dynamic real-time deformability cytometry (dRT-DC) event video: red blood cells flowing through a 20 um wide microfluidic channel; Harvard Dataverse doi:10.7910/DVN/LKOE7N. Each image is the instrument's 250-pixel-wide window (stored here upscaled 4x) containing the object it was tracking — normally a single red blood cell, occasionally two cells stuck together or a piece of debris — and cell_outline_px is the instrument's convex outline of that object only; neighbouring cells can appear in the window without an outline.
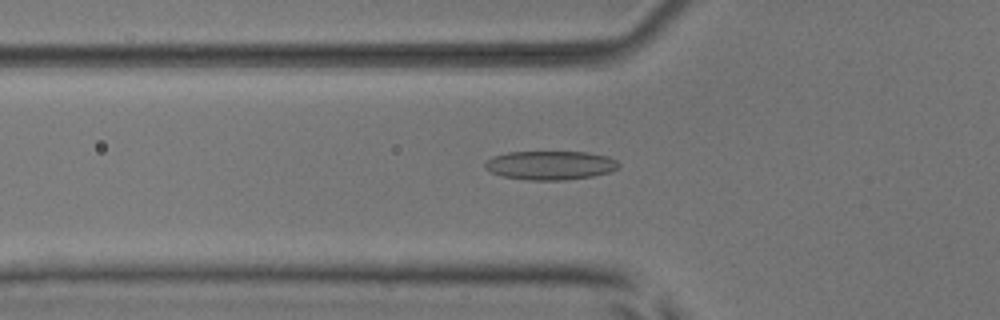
{"species": "common noctule bat (a hibernating species)", "species_latin": "Nyctalus noctula", "temperature_condition": "room temperature", "stored_images_in_passage": 17, "camera_frame_rate_fps": 3000, "um_per_image_px": 0.085, "animal": {"sex": "male", "body_mass_g": 17.9, "forearm_length_mm": 54.2}, "frame": {"image": 1, "passage_image": 2, "time_ms": 0.333, "image_size_px": [1000, 320], "cell_outline_px": [[620, 168], [608, 172], [592, 176], [564, 180], [528, 180], [504, 176], [492, 172], [484, 168], [484, 164], [492, 156], [508, 152], [588, 152], [608, 156], [616, 160], [620, 164]], "centroid_in_image_um": [46.8, 14.04], "position_along_channel_um": 79.0, "area_um2": 22.48}}
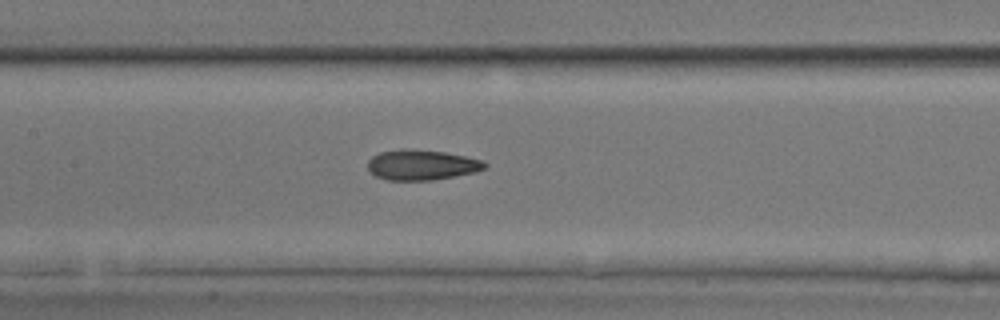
{"frame": {"image": 2, "passage_image": 9, "time_ms": 2.667, "image_size_px": [1000, 320], "cell_outline_px": [[488, 168], [476, 172], [432, 180], [388, 180], [376, 176], [368, 168], [368, 160], [372, 156], [380, 152], [404, 148], [412, 148], [444, 152], [484, 160], [488, 164]], "centroid_in_image_um": [35.88, 14.0], "position_along_channel_um": 171.5, "area_um2": 20.81}}
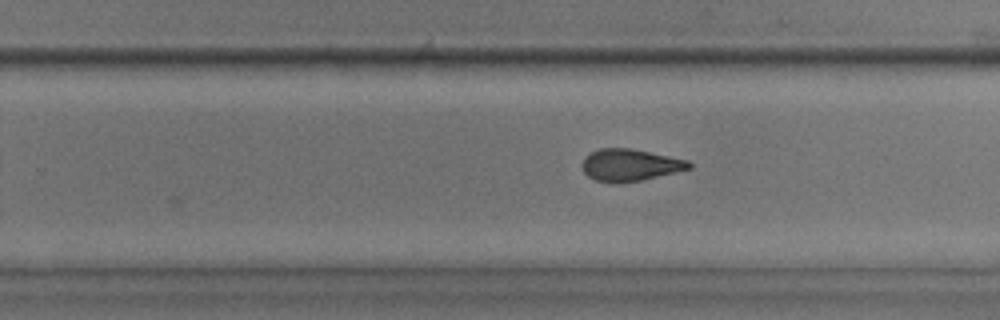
{"frame": {"image": 3, "passage_image": 17, "time_ms": 5.333, "image_size_px": [1000, 320], "cell_outline_px": [[692, 168], [676, 172], [640, 180], [596, 180], [588, 176], [584, 172], [580, 164], [584, 156], [600, 148], [628, 148], [688, 160], [692, 164]], "centroid_in_image_um": [53.54, 13.99], "position_along_channel_um": 276.3, "area_um2": 19.25}}